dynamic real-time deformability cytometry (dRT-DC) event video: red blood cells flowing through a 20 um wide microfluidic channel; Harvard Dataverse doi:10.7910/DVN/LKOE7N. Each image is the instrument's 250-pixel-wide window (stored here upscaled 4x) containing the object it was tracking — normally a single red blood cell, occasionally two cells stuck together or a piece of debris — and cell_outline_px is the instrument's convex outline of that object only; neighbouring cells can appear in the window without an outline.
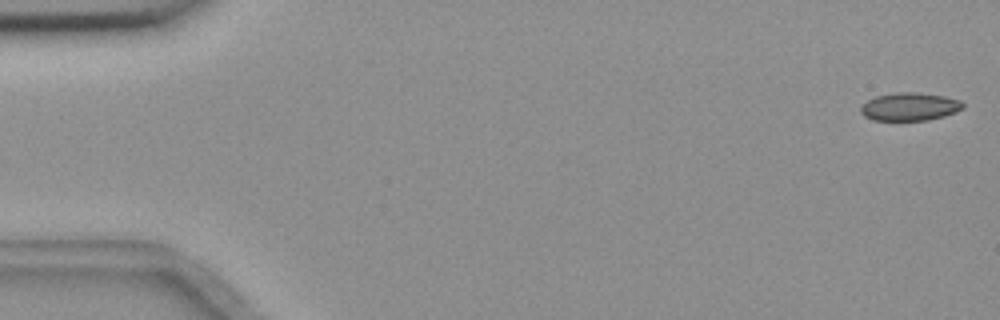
{"species": "common noctule bat (a hibernating species)", "species_latin": "Nyctalus noctula", "temperature_condition": "room temperature", "stored_images_in_passage": 9, "camera_frame_rate_fps": 3000, "um_per_image_px": 0.085, "animal": {"sex": "female", "body_mass_g": 18.4}, "frame": {"image": 1, "passage_image": 1, "time_ms": 0.0, "image_size_px": [1000, 320], "cell_outline_px": [[964, 108], [956, 112], [944, 116], [928, 120], [872, 120], [864, 116], [860, 112], [860, 108], [868, 100], [876, 96], [896, 92], [916, 92], [944, 96], [960, 100], [964, 104]], "centroid_in_image_um": [77.34, 9.07], "position_along_channel_um": 7.7, "area_um2": 16.7}}